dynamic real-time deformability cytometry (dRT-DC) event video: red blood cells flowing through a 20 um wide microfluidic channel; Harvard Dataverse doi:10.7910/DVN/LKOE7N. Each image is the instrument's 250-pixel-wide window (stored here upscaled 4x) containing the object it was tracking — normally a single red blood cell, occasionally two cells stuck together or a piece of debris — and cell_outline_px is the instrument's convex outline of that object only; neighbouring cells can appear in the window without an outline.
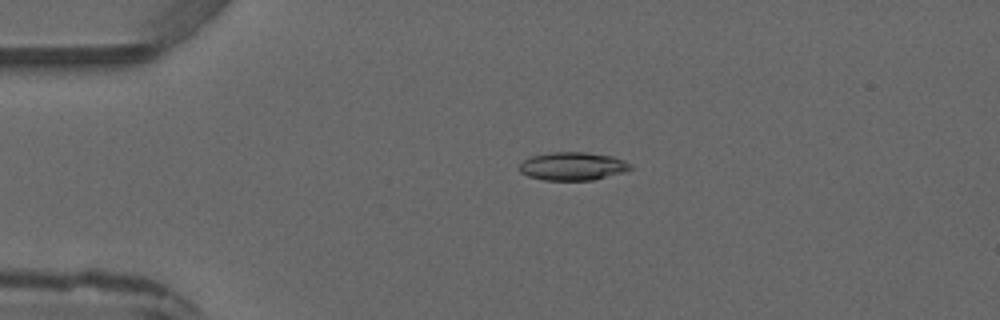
{"species": "common noctule bat (a hibernating species)", "species_latin": "Nyctalus noctula", "temperature_condition": "warm", "stored_images_in_passage": 4, "camera_frame_rate_fps": 3000, "um_per_image_px": 0.085, "animal": {"sex": "male", "forearm_length_mm": 52.5}, "frame": {"image": 1, "passage_image": 3, "time_ms": 2.667, "image_size_px": [1000, 320], "cell_outline_px": [[632, 168], [628, 172], [592, 180], [544, 180], [528, 176], [520, 172], [520, 164], [524, 160], [532, 156], [552, 152], [584, 152], [612, 156], [624, 160], [632, 164]], "centroid_in_image_um": [48.73, 14.13], "position_along_channel_um": 36.3, "area_um2": 18.32}}